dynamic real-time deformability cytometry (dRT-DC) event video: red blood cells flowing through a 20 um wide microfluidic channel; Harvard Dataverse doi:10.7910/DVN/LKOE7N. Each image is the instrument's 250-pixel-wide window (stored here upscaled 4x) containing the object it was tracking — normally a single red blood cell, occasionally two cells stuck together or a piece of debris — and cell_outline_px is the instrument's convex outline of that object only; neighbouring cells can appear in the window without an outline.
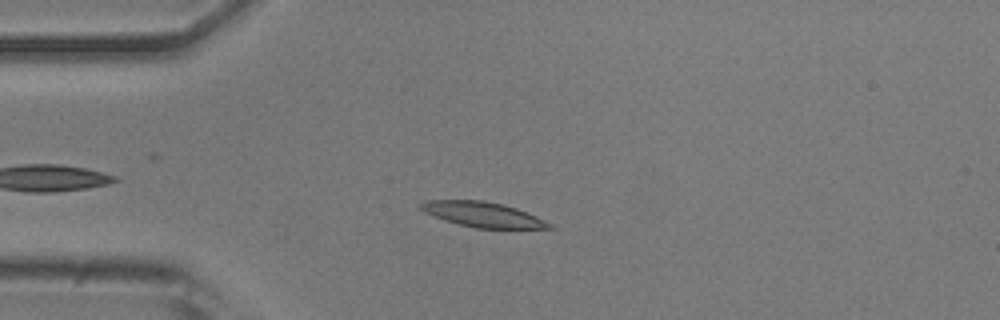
{"species": "common noctule bat (a hibernating species)", "species_latin": "Nyctalus noctula", "temperature_condition": "room temperature", "stored_images_in_passage": 38, "camera_frame_rate_fps": 3000, "um_per_image_px": 0.085, "animal": {"sex": "male", "body_mass_g": 20.5, "forearm_length_mm": 52.5}, "frame": {"image": 1, "passage_image": 6, "time_ms": 1.667, "image_size_px": [1000, 320], "cell_outline_px": [[556, 228], [476, 228], [444, 220], [424, 212], [416, 208], [416, 204], [428, 200], [484, 200], [504, 204], [516, 208], [536, 216], [552, 224]], "centroid_in_image_um": [40.98, 18.22], "position_along_channel_um": 44.0, "area_um2": 18.84}}
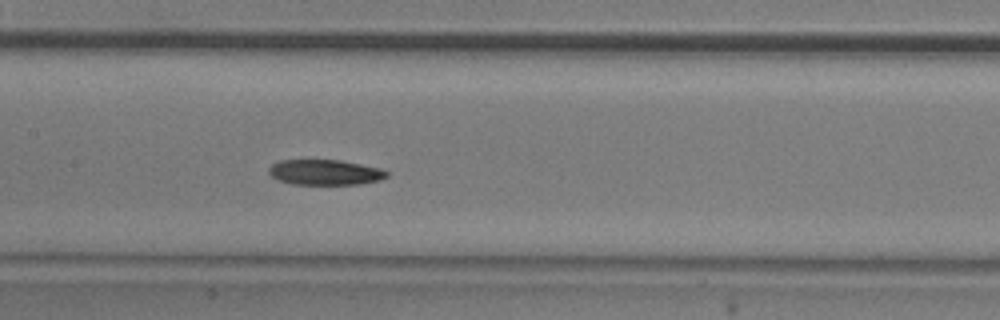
{"frame": {"image": 2, "passage_image": 18, "time_ms": 5.667, "image_size_px": [1000, 320], "cell_outline_px": [[388, 176], [380, 180], [360, 184], [292, 184], [276, 180], [268, 172], [268, 168], [272, 164], [280, 160], [340, 160], [380, 168], [388, 172]], "centroid_in_image_um": [27.6, 14.65], "position_along_channel_um": 179.8, "area_um2": 17.46}}
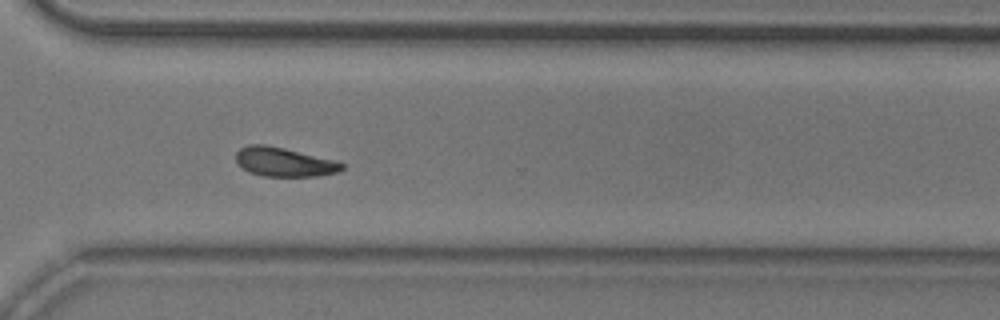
{"frame": {"image": 3, "passage_image": 31, "time_ms": 10.0, "image_size_px": [1000, 320], "cell_outline_px": [[344, 168], [336, 172], [316, 176], [264, 176], [248, 172], [236, 160], [236, 152], [240, 148], [248, 144], [264, 144], [284, 148], [336, 160], [344, 164]], "centroid_in_image_um": [24.14, 13.76], "position_along_channel_um": 346.5, "area_um2": 17.86}, "authors_computed_cell_mechanics": {"area_um2": 18.3804, "velocity_mm_per_s": 3.8584, "shape_relaxation_time_tau1_ms": 6.0013, "shape_relaxation_time_tau2_ms": null, "deformation_change_tau1": 0.1409, "deformation_change_tau2": null}}